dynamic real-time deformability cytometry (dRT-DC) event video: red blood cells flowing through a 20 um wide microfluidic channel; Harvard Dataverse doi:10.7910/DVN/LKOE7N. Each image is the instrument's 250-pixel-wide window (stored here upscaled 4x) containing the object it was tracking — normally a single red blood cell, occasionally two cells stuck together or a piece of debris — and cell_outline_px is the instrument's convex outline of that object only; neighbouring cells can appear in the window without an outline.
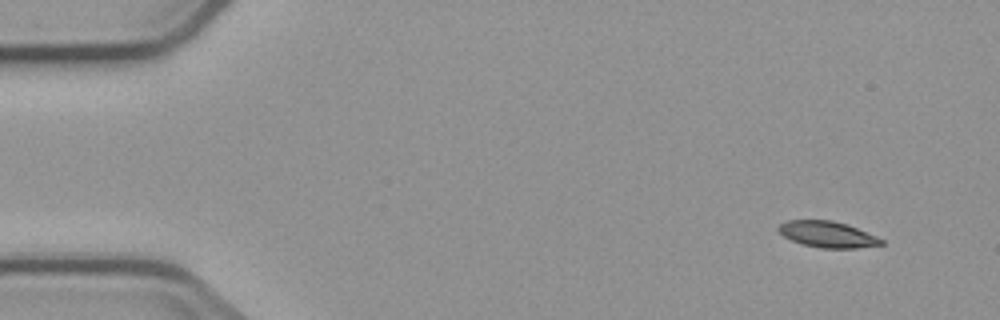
{"species": "common noctule bat (a hibernating species)", "species_latin": "Nyctalus noctula", "temperature_condition": "cold", "stored_images_in_passage": 5, "camera_frame_rate_fps": 3000, "um_per_image_px": 0.085, "animal": {"sex": "male", "body_mass_g": 23.1, "forearm_length_mm": 52.7}, "frame": {"image": 1, "passage_image": 1, "time_ms": 0.0, "image_size_px": [1000, 320], "cell_outline_px": [[884, 244], [856, 248], [820, 248], [804, 244], [792, 240], [784, 236], [776, 228], [780, 224], [788, 220], [832, 220], [848, 224], [876, 236], [884, 240]], "centroid_in_image_um": [70.35, 19.91], "position_along_channel_um": 14.6, "area_um2": 15.61}}
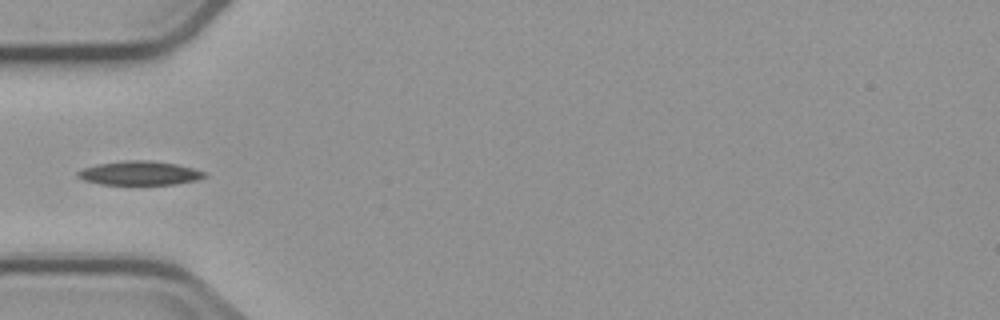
{"frame": {"image": 2, "passage_image": 5, "time_ms": 4.667, "image_size_px": [1000, 320], "cell_outline_px": [[208, 176], [196, 180], [176, 184], [100, 184], [84, 180], [76, 176], [76, 172], [84, 168], [96, 164], [124, 160], [148, 160], [176, 164], [208, 172]], "centroid_in_image_um": [11.88, 14.71], "position_along_channel_um": 73.1, "area_um2": 17.74}}